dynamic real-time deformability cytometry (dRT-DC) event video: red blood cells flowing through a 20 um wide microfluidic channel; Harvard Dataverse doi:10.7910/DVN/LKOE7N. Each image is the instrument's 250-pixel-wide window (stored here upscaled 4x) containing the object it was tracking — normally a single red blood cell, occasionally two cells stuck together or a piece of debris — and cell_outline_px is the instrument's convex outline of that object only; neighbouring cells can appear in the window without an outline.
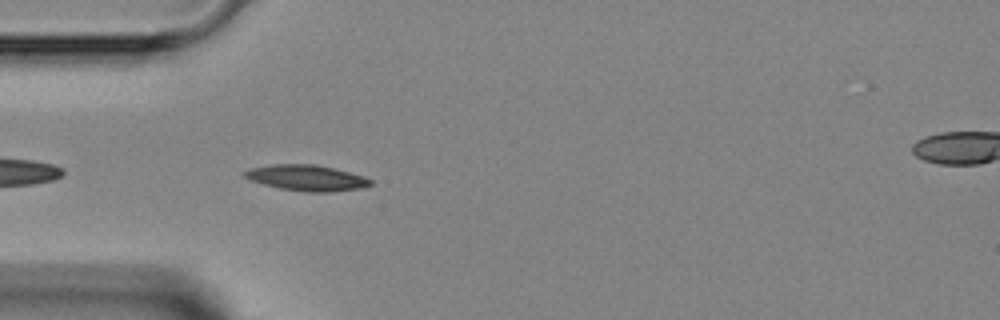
{"species": "Egyptian fruit bat (a non-hibernating species)", "species_latin": "Rousettus aegyptiacus", "temperature_condition": "room temperature", "stored_images_in_passage": 12, "camera_frame_rate_fps": 3000, "um_per_image_px": 0.085, "animal": {"sex": "female"}, "frame": {"image": 1, "passage_image": 3, "time_ms": 0.667, "image_size_px": [1000, 320], "cell_outline_px": [[372, 184], [364, 188], [332, 192], [304, 192], [280, 188], [264, 184], [252, 180], [244, 176], [244, 172], [248, 168], [276, 164], [316, 164], [364, 176], [372, 180]], "centroid_in_image_um": [26.1, 15.12], "position_along_channel_um": 58.9, "area_um2": 18.9}}
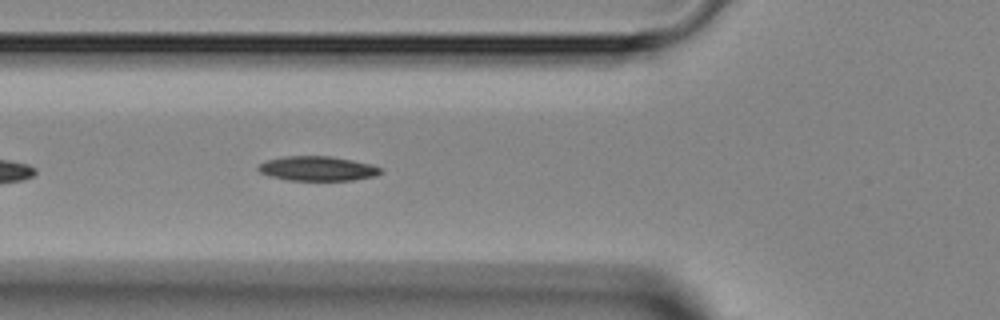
{"frame": {"image": 2, "passage_image": 6, "time_ms": 1.667, "image_size_px": [1000, 320], "cell_outline_px": [[384, 172], [376, 176], [352, 180], [288, 180], [272, 176], [260, 172], [256, 168], [260, 164], [268, 160], [284, 156], [328, 156], [352, 160], [372, 164], [380, 168]], "centroid_in_image_um": [27.02, 14.32], "position_along_channel_um": 98.8, "area_um2": 17.4}}
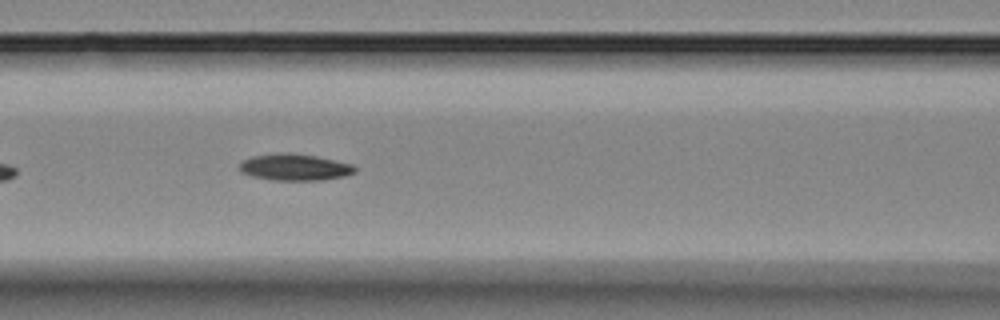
{"frame": {"image": 3, "passage_image": 9, "time_ms": 2.667, "image_size_px": [1000, 320], "cell_outline_px": [[356, 172], [344, 176], [320, 180], [272, 180], [252, 176], [240, 172], [240, 164], [244, 160], [252, 156], [284, 152], [288, 152], [316, 156], [352, 164], [356, 168]], "centroid_in_image_um": [25.05, 14.21], "position_along_channel_um": 141.6, "area_um2": 17.8}}